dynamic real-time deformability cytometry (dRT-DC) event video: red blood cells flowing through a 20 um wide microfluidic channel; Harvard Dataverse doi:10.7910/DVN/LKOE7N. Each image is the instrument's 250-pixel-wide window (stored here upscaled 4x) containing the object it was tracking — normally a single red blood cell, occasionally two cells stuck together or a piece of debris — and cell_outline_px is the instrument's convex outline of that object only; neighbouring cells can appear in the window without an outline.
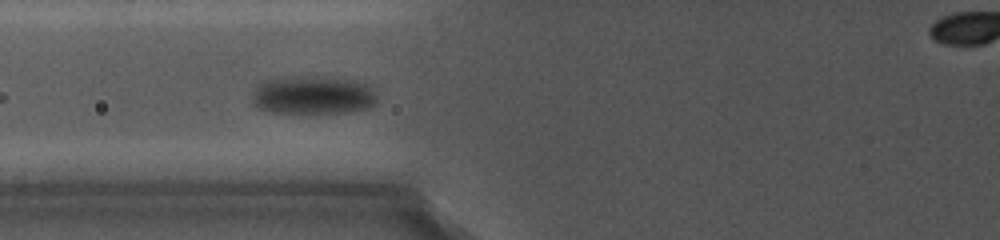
{"species": "common noctule bat (a hibernating species)", "species_latin": "Nyctalus noctula", "temperature_condition": "cold", "stored_images_in_passage": 13, "segment_of_instrument_passage": [1, 2], "camera_frame_rate_fps": 5000, "um_per_image_px": 0.085, "animal": {"sex": "female", "body_mass_g": 19.0, "forearm_length_mm": 56.7}, "frame": {"image": 1, "passage_image": 3, "time_ms": 1.8, "image_size_px": [1000, 240], "cell_outline_px": [[376, 104], [368, 108], [348, 112], [272, 112], [256, 108], [252, 104], [252, 92], [256, 84], [260, 80], [280, 76], [336, 76], [356, 80], [372, 84], [376, 96]], "centroid_in_image_um": [26.58, 8.03], "position_along_channel_um": 99.2, "area_um2": 29.02}}
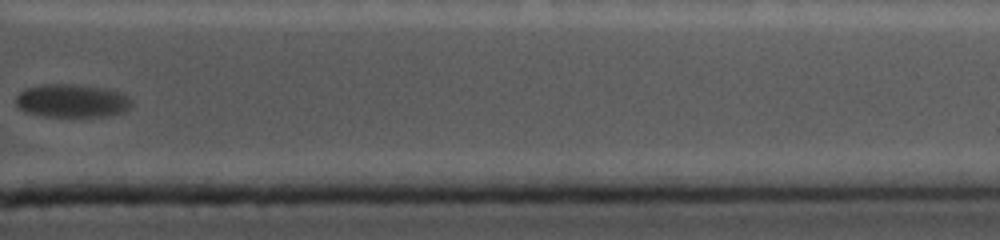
{"frame": {"image": 2, "passage_image": 11, "time_ms": 10.6, "image_size_px": [1000, 240], "cell_outline_px": [[132, 104], [124, 112], [104, 116], [44, 116], [28, 112], [20, 108], [16, 104], [16, 96], [24, 88], [44, 84], [76, 84], [108, 88], [124, 92], [132, 100]], "centroid_in_image_um": [6.16, 8.54], "position_along_channel_um": 405.2, "area_um2": 22.6}}